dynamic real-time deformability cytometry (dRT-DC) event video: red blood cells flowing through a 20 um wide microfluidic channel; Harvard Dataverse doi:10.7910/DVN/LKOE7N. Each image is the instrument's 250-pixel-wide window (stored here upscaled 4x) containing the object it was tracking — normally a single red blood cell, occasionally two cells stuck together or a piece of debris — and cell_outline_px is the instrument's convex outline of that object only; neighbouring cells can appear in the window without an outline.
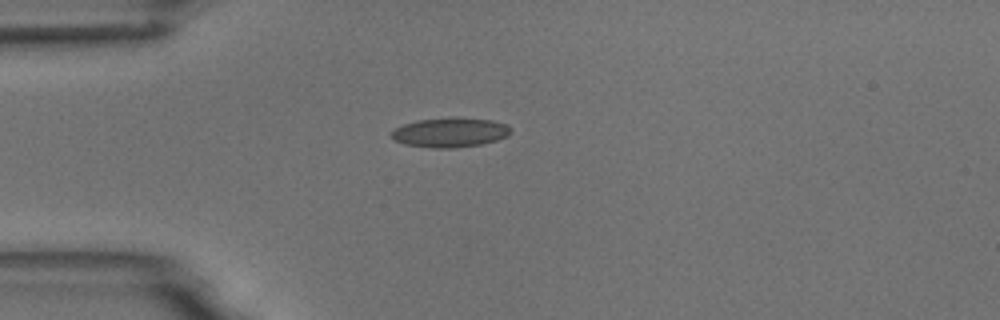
{"species": "common noctule bat (a hibernating species)", "species_latin": "Nyctalus noctula", "temperature_condition": "room temperature", "stored_images_in_passage": 4, "camera_frame_rate_fps": 3000, "um_per_image_px": 0.085, "animal": {"sex": "male", "body_mass_g": 18.8}, "frame": {"image": 1, "passage_image": 1, "time_ms": 0.0, "image_size_px": [1000, 320], "cell_outline_px": [[512, 132], [508, 136], [496, 140], [480, 144], [456, 148], [432, 148], [404, 144], [396, 140], [392, 136], [392, 132], [396, 128], [404, 124], [416, 120], [452, 116], [492, 120], [508, 124], [512, 128]], "centroid_in_image_um": [38.31, 11.24], "position_along_channel_um": 46.7, "area_um2": 20.81}}